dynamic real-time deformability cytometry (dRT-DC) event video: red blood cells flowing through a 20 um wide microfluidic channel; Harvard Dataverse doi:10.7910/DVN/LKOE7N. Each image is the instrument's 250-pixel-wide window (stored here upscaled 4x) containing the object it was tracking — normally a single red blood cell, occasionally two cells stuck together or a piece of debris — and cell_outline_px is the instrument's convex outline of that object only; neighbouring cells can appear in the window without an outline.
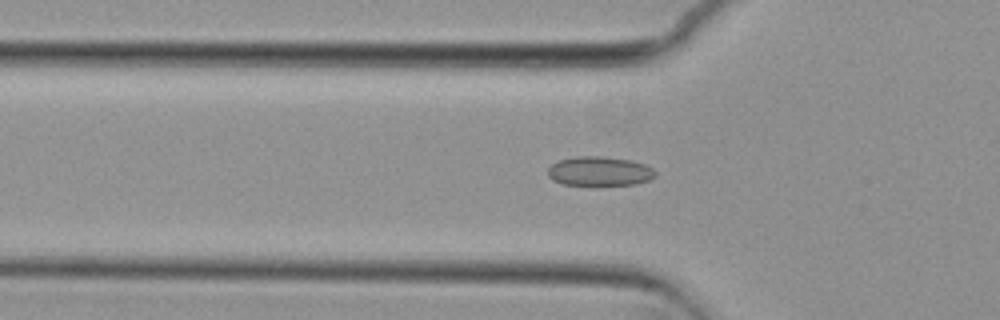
{"species": "common noctule bat (a hibernating species)", "species_latin": "Nyctalus noctula", "temperature_condition": "cold", "stored_images_in_passage": 52, "camera_frame_rate_fps": 3000, "um_per_image_px": 0.085, "animal": {"sex": "female", "body_mass_g": 29.2, "forearm_length_mm": 56.3}, "frame": {"image": 1, "passage_image": 15, "time_ms": 4.667, "image_size_px": [1000, 320], "cell_outline_px": [[656, 176], [648, 180], [636, 184], [596, 188], [592, 188], [564, 184], [552, 180], [548, 176], [548, 168], [552, 164], [560, 160], [576, 156], [600, 156], [628, 160], [644, 164], [652, 168], [656, 172]], "centroid_in_image_um": [50.94, 14.61], "position_along_channel_um": 74.9, "area_um2": 19.13}}
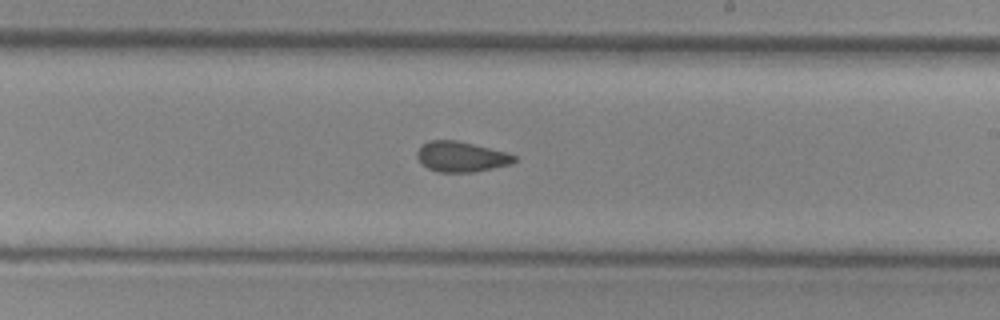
{"frame": {"image": 2, "passage_image": 29, "time_ms": 9.333, "image_size_px": [1000, 320], "cell_outline_px": [[516, 160], [512, 164], [472, 172], [436, 172], [428, 168], [416, 156], [416, 152], [428, 140], [456, 140], [504, 152], [516, 156]], "centroid_in_image_um": [39.19, 13.32], "position_along_channel_um": 249.8, "area_um2": 16.88}}
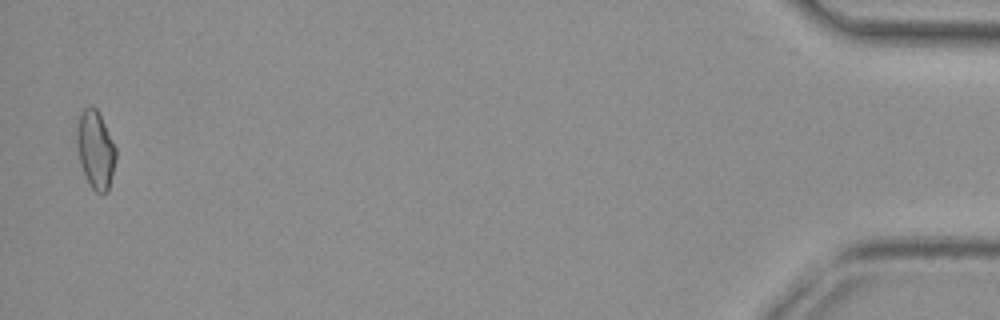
{"frame": {"image": 3, "passage_image": 51, "time_ms": 16.667, "image_size_px": [1000, 320], "cell_outline_px": [[116, 160], [108, 192], [96, 192], [92, 188], [84, 172], [80, 160], [76, 140], [76, 128], [80, 112], [88, 104], [96, 108], [116, 148]], "centroid_in_image_um": [8.11, 12.69], "position_along_channel_um": 427.1, "area_um2": 17.51}, "authors_computed_cell_mechanics": {"area_um2": 17.629, "velocity_mm_per_s": 3.7372, "shape_relaxation_time_tau1_ms": null, "shape_relaxation_time_tau2_ms": 2.4492, "deformation_change_tau1": null, "deformation_change_tau2": 0.0799}}